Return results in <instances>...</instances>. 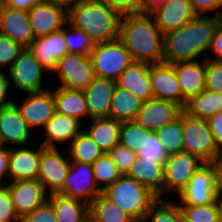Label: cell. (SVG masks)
I'll use <instances>...</instances> for the list:
<instances>
[{"label": "cell", "instance_id": "6da1fadb", "mask_svg": "<svg viewBox=\"0 0 222 222\" xmlns=\"http://www.w3.org/2000/svg\"><path fill=\"white\" fill-rule=\"evenodd\" d=\"M222 20V12L212 16L197 15L181 28L164 34L163 62L173 64L196 60L209 49L214 31Z\"/></svg>", "mask_w": 222, "mask_h": 222}, {"label": "cell", "instance_id": "7a4b0ae2", "mask_svg": "<svg viewBox=\"0 0 222 222\" xmlns=\"http://www.w3.org/2000/svg\"><path fill=\"white\" fill-rule=\"evenodd\" d=\"M148 12L122 15L120 39L125 44L133 61L149 64L163 62L164 34Z\"/></svg>", "mask_w": 222, "mask_h": 222}, {"label": "cell", "instance_id": "3957f363", "mask_svg": "<svg viewBox=\"0 0 222 222\" xmlns=\"http://www.w3.org/2000/svg\"><path fill=\"white\" fill-rule=\"evenodd\" d=\"M68 24L85 32L94 44L120 38L122 15L98 0H86L67 10Z\"/></svg>", "mask_w": 222, "mask_h": 222}, {"label": "cell", "instance_id": "277c9868", "mask_svg": "<svg viewBox=\"0 0 222 222\" xmlns=\"http://www.w3.org/2000/svg\"><path fill=\"white\" fill-rule=\"evenodd\" d=\"M102 193L133 219H143L158 197L148 187L127 175L104 189Z\"/></svg>", "mask_w": 222, "mask_h": 222}, {"label": "cell", "instance_id": "5b68a950", "mask_svg": "<svg viewBox=\"0 0 222 222\" xmlns=\"http://www.w3.org/2000/svg\"><path fill=\"white\" fill-rule=\"evenodd\" d=\"M90 58L96 77L114 81L133 62L120 38L94 44Z\"/></svg>", "mask_w": 222, "mask_h": 222}, {"label": "cell", "instance_id": "8992f818", "mask_svg": "<svg viewBox=\"0 0 222 222\" xmlns=\"http://www.w3.org/2000/svg\"><path fill=\"white\" fill-rule=\"evenodd\" d=\"M184 152L200 157L206 163H215L220 155L207 120L194 118L182 110Z\"/></svg>", "mask_w": 222, "mask_h": 222}, {"label": "cell", "instance_id": "52a82bcc", "mask_svg": "<svg viewBox=\"0 0 222 222\" xmlns=\"http://www.w3.org/2000/svg\"><path fill=\"white\" fill-rule=\"evenodd\" d=\"M218 191L217 168L215 163H205L191 177L178 194L181 205H205L215 201Z\"/></svg>", "mask_w": 222, "mask_h": 222}, {"label": "cell", "instance_id": "ba28073f", "mask_svg": "<svg viewBox=\"0 0 222 222\" xmlns=\"http://www.w3.org/2000/svg\"><path fill=\"white\" fill-rule=\"evenodd\" d=\"M62 81L60 86L70 90H84L96 77L90 55L65 54L58 62L53 73Z\"/></svg>", "mask_w": 222, "mask_h": 222}, {"label": "cell", "instance_id": "9c48e42d", "mask_svg": "<svg viewBox=\"0 0 222 222\" xmlns=\"http://www.w3.org/2000/svg\"><path fill=\"white\" fill-rule=\"evenodd\" d=\"M205 163L200 157L184 151L169 155L164 165L163 193L176 191L179 194Z\"/></svg>", "mask_w": 222, "mask_h": 222}, {"label": "cell", "instance_id": "30bf717a", "mask_svg": "<svg viewBox=\"0 0 222 222\" xmlns=\"http://www.w3.org/2000/svg\"><path fill=\"white\" fill-rule=\"evenodd\" d=\"M101 192L96 184L92 165L71 161L65 183L58 194L90 204Z\"/></svg>", "mask_w": 222, "mask_h": 222}, {"label": "cell", "instance_id": "8fae6325", "mask_svg": "<svg viewBox=\"0 0 222 222\" xmlns=\"http://www.w3.org/2000/svg\"><path fill=\"white\" fill-rule=\"evenodd\" d=\"M71 160L64 158L57 147H44L41 145V156L37 180L43 184L49 194L58 193L68 175Z\"/></svg>", "mask_w": 222, "mask_h": 222}, {"label": "cell", "instance_id": "7c38bea8", "mask_svg": "<svg viewBox=\"0 0 222 222\" xmlns=\"http://www.w3.org/2000/svg\"><path fill=\"white\" fill-rule=\"evenodd\" d=\"M45 68L36 60L29 48H24L9 70L14 86L26 93L41 92Z\"/></svg>", "mask_w": 222, "mask_h": 222}, {"label": "cell", "instance_id": "4fadbf2b", "mask_svg": "<svg viewBox=\"0 0 222 222\" xmlns=\"http://www.w3.org/2000/svg\"><path fill=\"white\" fill-rule=\"evenodd\" d=\"M149 77L154 98L171 101L184 110L187 101L181 96L180 85L172 64H150Z\"/></svg>", "mask_w": 222, "mask_h": 222}, {"label": "cell", "instance_id": "5bb4252c", "mask_svg": "<svg viewBox=\"0 0 222 222\" xmlns=\"http://www.w3.org/2000/svg\"><path fill=\"white\" fill-rule=\"evenodd\" d=\"M28 15L35 38L56 32L68 24L67 9L52 1L35 4Z\"/></svg>", "mask_w": 222, "mask_h": 222}, {"label": "cell", "instance_id": "9a60e30c", "mask_svg": "<svg viewBox=\"0 0 222 222\" xmlns=\"http://www.w3.org/2000/svg\"><path fill=\"white\" fill-rule=\"evenodd\" d=\"M181 111L182 109L171 101L152 97L143 101L134 122L146 130L156 132L176 119Z\"/></svg>", "mask_w": 222, "mask_h": 222}, {"label": "cell", "instance_id": "2e32d148", "mask_svg": "<svg viewBox=\"0 0 222 222\" xmlns=\"http://www.w3.org/2000/svg\"><path fill=\"white\" fill-rule=\"evenodd\" d=\"M6 185L11 195L14 211L19 219L48 199L43 184L37 179L10 181Z\"/></svg>", "mask_w": 222, "mask_h": 222}, {"label": "cell", "instance_id": "e0dca14e", "mask_svg": "<svg viewBox=\"0 0 222 222\" xmlns=\"http://www.w3.org/2000/svg\"><path fill=\"white\" fill-rule=\"evenodd\" d=\"M0 33L28 48L35 40L28 11L13 9L0 3Z\"/></svg>", "mask_w": 222, "mask_h": 222}, {"label": "cell", "instance_id": "ac0fdd59", "mask_svg": "<svg viewBox=\"0 0 222 222\" xmlns=\"http://www.w3.org/2000/svg\"><path fill=\"white\" fill-rule=\"evenodd\" d=\"M27 94L22 105H17L15 101L14 104L31 129L42 125L44 127L55 113L53 90L47 89Z\"/></svg>", "mask_w": 222, "mask_h": 222}, {"label": "cell", "instance_id": "d6986e66", "mask_svg": "<svg viewBox=\"0 0 222 222\" xmlns=\"http://www.w3.org/2000/svg\"><path fill=\"white\" fill-rule=\"evenodd\" d=\"M28 48L45 70L52 73L57 62L69 53L64 37V27L56 32L35 38Z\"/></svg>", "mask_w": 222, "mask_h": 222}, {"label": "cell", "instance_id": "ffe728a7", "mask_svg": "<svg viewBox=\"0 0 222 222\" xmlns=\"http://www.w3.org/2000/svg\"><path fill=\"white\" fill-rule=\"evenodd\" d=\"M163 34L177 30L197 16L189 0H171L151 12Z\"/></svg>", "mask_w": 222, "mask_h": 222}, {"label": "cell", "instance_id": "44dd1931", "mask_svg": "<svg viewBox=\"0 0 222 222\" xmlns=\"http://www.w3.org/2000/svg\"><path fill=\"white\" fill-rule=\"evenodd\" d=\"M115 88L116 81L95 77L83 90L90 119L110 117V103Z\"/></svg>", "mask_w": 222, "mask_h": 222}, {"label": "cell", "instance_id": "7402d4cb", "mask_svg": "<svg viewBox=\"0 0 222 222\" xmlns=\"http://www.w3.org/2000/svg\"><path fill=\"white\" fill-rule=\"evenodd\" d=\"M181 96L188 102L193 96L198 95L205 89L206 59L180 61L173 63Z\"/></svg>", "mask_w": 222, "mask_h": 222}, {"label": "cell", "instance_id": "603a6c76", "mask_svg": "<svg viewBox=\"0 0 222 222\" xmlns=\"http://www.w3.org/2000/svg\"><path fill=\"white\" fill-rule=\"evenodd\" d=\"M10 149L8 180H34L38 178L41 145L38 150L31 148Z\"/></svg>", "mask_w": 222, "mask_h": 222}, {"label": "cell", "instance_id": "cb8c5ba5", "mask_svg": "<svg viewBox=\"0 0 222 222\" xmlns=\"http://www.w3.org/2000/svg\"><path fill=\"white\" fill-rule=\"evenodd\" d=\"M149 67V63L133 61L117 78L116 86L126 89L142 101L152 98Z\"/></svg>", "mask_w": 222, "mask_h": 222}, {"label": "cell", "instance_id": "d4e9b609", "mask_svg": "<svg viewBox=\"0 0 222 222\" xmlns=\"http://www.w3.org/2000/svg\"><path fill=\"white\" fill-rule=\"evenodd\" d=\"M30 130L14 103L0 109V135L4 144L24 146L28 142Z\"/></svg>", "mask_w": 222, "mask_h": 222}, {"label": "cell", "instance_id": "484cf974", "mask_svg": "<svg viewBox=\"0 0 222 222\" xmlns=\"http://www.w3.org/2000/svg\"><path fill=\"white\" fill-rule=\"evenodd\" d=\"M81 122L67 115L54 113L50 120L44 125L45 141L41 143L44 147H57L56 142L69 144L83 131Z\"/></svg>", "mask_w": 222, "mask_h": 222}, {"label": "cell", "instance_id": "4316f807", "mask_svg": "<svg viewBox=\"0 0 222 222\" xmlns=\"http://www.w3.org/2000/svg\"><path fill=\"white\" fill-rule=\"evenodd\" d=\"M58 222H89V204L58 193L49 194Z\"/></svg>", "mask_w": 222, "mask_h": 222}, {"label": "cell", "instance_id": "83f0119b", "mask_svg": "<svg viewBox=\"0 0 222 222\" xmlns=\"http://www.w3.org/2000/svg\"><path fill=\"white\" fill-rule=\"evenodd\" d=\"M126 175L148 187L158 199H161L164 182L162 164L137 158Z\"/></svg>", "mask_w": 222, "mask_h": 222}, {"label": "cell", "instance_id": "f1b7e54d", "mask_svg": "<svg viewBox=\"0 0 222 222\" xmlns=\"http://www.w3.org/2000/svg\"><path fill=\"white\" fill-rule=\"evenodd\" d=\"M55 112L75 118L80 121L88 115L86 98L83 90H70L62 86L53 91Z\"/></svg>", "mask_w": 222, "mask_h": 222}, {"label": "cell", "instance_id": "f546056e", "mask_svg": "<svg viewBox=\"0 0 222 222\" xmlns=\"http://www.w3.org/2000/svg\"><path fill=\"white\" fill-rule=\"evenodd\" d=\"M92 126L85 132L104 153L119 143L121 122L113 118L91 119Z\"/></svg>", "mask_w": 222, "mask_h": 222}, {"label": "cell", "instance_id": "4dcf8cb0", "mask_svg": "<svg viewBox=\"0 0 222 222\" xmlns=\"http://www.w3.org/2000/svg\"><path fill=\"white\" fill-rule=\"evenodd\" d=\"M142 103L143 101L131 92L116 86L110 103V118L119 122L134 121Z\"/></svg>", "mask_w": 222, "mask_h": 222}, {"label": "cell", "instance_id": "1f68e13d", "mask_svg": "<svg viewBox=\"0 0 222 222\" xmlns=\"http://www.w3.org/2000/svg\"><path fill=\"white\" fill-rule=\"evenodd\" d=\"M222 109V92L204 89L193 96L186 104L184 111L194 118L208 120Z\"/></svg>", "mask_w": 222, "mask_h": 222}, {"label": "cell", "instance_id": "d6a6232c", "mask_svg": "<svg viewBox=\"0 0 222 222\" xmlns=\"http://www.w3.org/2000/svg\"><path fill=\"white\" fill-rule=\"evenodd\" d=\"M91 222H131L133 218L102 192L89 204Z\"/></svg>", "mask_w": 222, "mask_h": 222}, {"label": "cell", "instance_id": "836d02e7", "mask_svg": "<svg viewBox=\"0 0 222 222\" xmlns=\"http://www.w3.org/2000/svg\"><path fill=\"white\" fill-rule=\"evenodd\" d=\"M69 159L71 161H80L92 165L104 152L91 139V137L83 131L69 144L67 149Z\"/></svg>", "mask_w": 222, "mask_h": 222}, {"label": "cell", "instance_id": "e575fe53", "mask_svg": "<svg viewBox=\"0 0 222 222\" xmlns=\"http://www.w3.org/2000/svg\"><path fill=\"white\" fill-rule=\"evenodd\" d=\"M168 155L184 151L182 111L171 123L156 131Z\"/></svg>", "mask_w": 222, "mask_h": 222}, {"label": "cell", "instance_id": "d590c367", "mask_svg": "<svg viewBox=\"0 0 222 222\" xmlns=\"http://www.w3.org/2000/svg\"><path fill=\"white\" fill-rule=\"evenodd\" d=\"M92 170L96 184L101 191L115 183L121 176L116 164L107 153L103 154L92 164ZM102 183L105 185L99 186Z\"/></svg>", "mask_w": 222, "mask_h": 222}, {"label": "cell", "instance_id": "8d00e7d4", "mask_svg": "<svg viewBox=\"0 0 222 222\" xmlns=\"http://www.w3.org/2000/svg\"><path fill=\"white\" fill-rule=\"evenodd\" d=\"M145 221L150 222H183L182 213L179 205L168 202L167 200L158 199L149 209Z\"/></svg>", "mask_w": 222, "mask_h": 222}, {"label": "cell", "instance_id": "74e56055", "mask_svg": "<svg viewBox=\"0 0 222 222\" xmlns=\"http://www.w3.org/2000/svg\"><path fill=\"white\" fill-rule=\"evenodd\" d=\"M148 130L134 121L121 122L119 143L137 153L143 148Z\"/></svg>", "mask_w": 222, "mask_h": 222}, {"label": "cell", "instance_id": "f35d334b", "mask_svg": "<svg viewBox=\"0 0 222 222\" xmlns=\"http://www.w3.org/2000/svg\"><path fill=\"white\" fill-rule=\"evenodd\" d=\"M183 222H220L216 201L205 205H180Z\"/></svg>", "mask_w": 222, "mask_h": 222}, {"label": "cell", "instance_id": "ab89813d", "mask_svg": "<svg viewBox=\"0 0 222 222\" xmlns=\"http://www.w3.org/2000/svg\"><path fill=\"white\" fill-rule=\"evenodd\" d=\"M137 158L149 160L159 164L165 165L166 160L168 159V154L165 150V147L160 142L156 132L148 130V136H145V143L143 148L138 150Z\"/></svg>", "mask_w": 222, "mask_h": 222}, {"label": "cell", "instance_id": "60d3db41", "mask_svg": "<svg viewBox=\"0 0 222 222\" xmlns=\"http://www.w3.org/2000/svg\"><path fill=\"white\" fill-rule=\"evenodd\" d=\"M64 37L69 53L90 55L94 43L81 29L70 24L69 29L64 27Z\"/></svg>", "mask_w": 222, "mask_h": 222}, {"label": "cell", "instance_id": "b9f144b4", "mask_svg": "<svg viewBox=\"0 0 222 222\" xmlns=\"http://www.w3.org/2000/svg\"><path fill=\"white\" fill-rule=\"evenodd\" d=\"M107 154L112 158L121 175H126L137 159L136 153L120 143L111 148Z\"/></svg>", "mask_w": 222, "mask_h": 222}, {"label": "cell", "instance_id": "7bdbcfd3", "mask_svg": "<svg viewBox=\"0 0 222 222\" xmlns=\"http://www.w3.org/2000/svg\"><path fill=\"white\" fill-rule=\"evenodd\" d=\"M23 49L21 44L0 33V65L2 67L8 64L10 68Z\"/></svg>", "mask_w": 222, "mask_h": 222}, {"label": "cell", "instance_id": "ee69618b", "mask_svg": "<svg viewBox=\"0 0 222 222\" xmlns=\"http://www.w3.org/2000/svg\"><path fill=\"white\" fill-rule=\"evenodd\" d=\"M205 89L222 92V61L206 59Z\"/></svg>", "mask_w": 222, "mask_h": 222}, {"label": "cell", "instance_id": "f6af8a7d", "mask_svg": "<svg viewBox=\"0 0 222 222\" xmlns=\"http://www.w3.org/2000/svg\"><path fill=\"white\" fill-rule=\"evenodd\" d=\"M19 222H58L51 202L47 199L32 212L24 215Z\"/></svg>", "mask_w": 222, "mask_h": 222}, {"label": "cell", "instance_id": "bcb514c9", "mask_svg": "<svg viewBox=\"0 0 222 222\" xmlns=\"http://www.w3.org/2000/svg\"><path fill=\"white\" fill-rule=\"evenodd\" d=\"M20 221L16 215L8 186L0 184V222Z\"/></svg>", "mask_w": 222, "mask_h": 222}, {"label": "cell", "instance_id": "7dc6e473", "mask_svg": "<svg viewBox=\"0 0 222 222\" xmlns=\"http://www.w3.org/2000/svg\"><path fill=\"white\" fill-rule=\"evenodd\" d=\"M105 3L111 9L119 12L121 15L138 13L139 0H98Z\"/></svg>", "mask_w": 222, "mask_h": 222}, {"label": "cell", "instance_id": "c3c4849f", "mask_svg": "<svg viewBox=\"0 0 222 222\" xmlns=\"http://www.w3.org/2000/svg\"><path fill=\"white\" fill-rule=\"evenodd\" d=\"M210 130L219 149L222 148V109L208 120Z\"/></svg>", "mask_w": 222, "mask_h": 222}, {"label": "cell", "instance_id": "681fc988", "mask_svg": "<svg viewBox=\"0 0 222 222\" xmlns=\"http://www.w3.org/2000/svg\"><path fill=\"white\" fill-rule=\"evenodd\" d=\"M197 15L212 11L222 6L221 0H189Z\"/></svg>", "mask_w": 222, "mask_h": 222}, {"label": "cell", "instance_id": "f907efd6", "mask_svg": "<svg viewBox=\"0 0 222 222\" xmlns=\"http://www.w3.org/2000/svg\"><path fill=\"white\" fill-rule=\"evenodd\" d=\"M209 49H212V51L216 54V56L213 58H205V59H212V60H219L222 61V20L218 23L213 38L211 40Z\"/></svg>", "mask_w": 222, "mask_h": 222}, {"label": "cell", "instance_id": "816d5d0a", "mask_svg": "<svg viewBox=\"0 0 222 222\" xmlns=\"http://www.w3.org/2000/svg\"><path fill=\"white\" fill-rule=\"evenodd\" d=\"M8 76L0 70V109L14 103L13 100H7L6 94L10 86Z\"/></svg>", "mask_w": 222, "mask_h": 222}, {"label": "cell", "instance_id": "f5cc1de1", "mask_svg": "<svg viewBox=\"0 0 222 222\" xmlns=\"http://www.w3.org/2000/svg\"><path fill=\"white\" fill-rule=\"evenodd\" d=\"M43 0H3L2 3L13 9L29 11L35 4Z\"/></svg>", "mask_w": 222, "mask_h": 222}, {"label": "cell", "instance_id": "db71d44e", "mask_svg": "<svg viewBox=\"0 0 222 222\" xmlns=\"http://www.w3.org/2000/svg\"><path fill=\"white\" fill-rule=\"evenodd\" d=\"M9 153L10 149H4V147H0V184L4 182V185L6 184L5 178L8 177Z\"/></svg>", "mask_w": 222, "mask_h": 222}, {"label": "cell", "instance_id": "11a10c76", "mask_svg": "<svg viewBox=\"0 0 222 222\" xmlns=\"http://www.w3.org/2000/svg\"><path fill=\"white\" fill-rule=\"evenodd\" d=\"M171 0H139V12L151 13L155 8Z\"/></svg>", "mask_w": 222, "mask_h": 222}, {"label": "cell", "instance_id": "9f6ffc18", "mask_svg": "<svg viewBox=\"0 0 222 222\" xmlns=\"http://www.w3.org/2000/svg\"><path fill=\"white\" fill-rule=\"evenodd\" d=\"M46 1H52L58 5L65 7L68 10L71 6H74L86 0H46Z\"/></svg>", "mask_w": 222, "mask_h": 222}, {"label": "cell", "instance_id": "6f0895ef", "mask_svg": "<svg viewBox=\"0 0 222 222\" xmlns=\"http://www.w3.org/2000/svg\"><path fill=\"white\" fill-rule=\"evenodd\" d=\"M215 166L217 168L218 191H222V161H216Z\"/></svg>", "mask_w": 222, "mask_h": 222}, {"label": "cell", "instance_id": "680465c9", "mask_svg": "<svg viewBox=\"0 0 222 222\" xmlns=\"http://www.w3.org/2000/svg\"><path fill=\"white\" fill-rule=\"evenodd\" d=\"M215 201L218 207L220 220L222 221V191H217V194L215 196Z\"/></svg>", "mask_w": 222, "mask_h": 222}, {"label": "cell", "instance_id": "91938a15", "mask_svg": "<svg viewBox=\"0 0 222 222\" xmlns=\"http://www.w3.org/2000/svg\"><path fill=\"white\" fill-rule=\"evenodd\" d=\"M216 161H222V148L220 149V155Z\"/></svg>", "mask_w": 222, "mask_h": 222}, {"label": "cell", "instance_id": "94428289", "mask_svg": "<svg viewBox=\"0 0 222 222\" xmlns=\"http://www.w3.org/2000/svg\"><path fill=\"white\" fill-rule=\"evenodd\" d=\"M131 222H145L144 219H133Z\"/></svg>", "mask_w": 222, "mask_h": 222}, {"label": "cell", "instance_id": "6125c7cd", "mask_svg": "<svg viewBox=\"0 0 222 222\" xmlns=\"http://www.w3.org/2000/svg\"><path fill=\"white\" fill-rule=\"evenodd\" d=\"M0 147H4V142H3V140H2L1 135H0Z\"/></svg>", "mask_w": 222, "mask_h": 222}]
</instances>
